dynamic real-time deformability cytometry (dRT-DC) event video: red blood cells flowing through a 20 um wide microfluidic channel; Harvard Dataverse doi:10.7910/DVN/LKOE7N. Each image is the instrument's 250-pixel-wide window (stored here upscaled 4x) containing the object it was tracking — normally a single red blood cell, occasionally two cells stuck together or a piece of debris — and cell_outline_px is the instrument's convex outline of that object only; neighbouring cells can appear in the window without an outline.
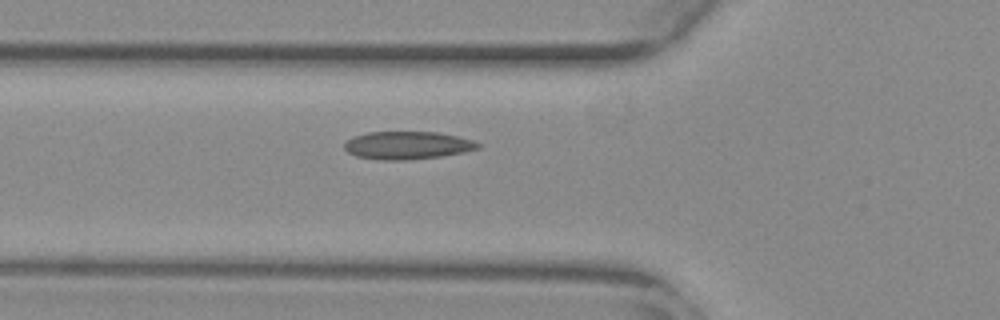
{"species": "common noctule bat (a hibernating species)", "species_latin": "Nyctalus noctula", "temperature_condition": "warm", "stored_images_in_passage": 33, "camera_frame_rate_fps": 3000, "um_per_image_px": 0.085, "animal": {"sex": "female", "body_mass_g": 29.2, "forearm_length_mm": 56.3}, "frame": {"image": 1, "passage_image": 2, "time_ms": 0.333, "image_size_px": [1000, 320], "cell_outline_px": [[480, 148], [464, 152], [440, 156], [408, 160], [380, 160], [356, 156], [348, 152], [344, 148], [344, 144], [348, 140], [356, 136], [368, 132], [436, 132], [456, 136], [472, 140], [480, 144]], "centroid_in_image_um": [34.63, 12.36], "position_along_channel_um": 91.2, "area_um2": 21.5}}
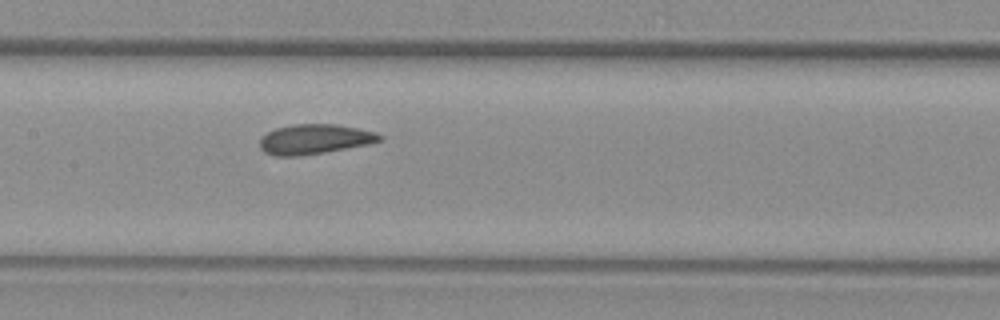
{"frame": {"image": 2, "passage_image": 9, "time_ms": 2.667, "image_size_px": [1000, 320], "cell_outline_px": [[384, 136], [380, 140], [368, 144], [324, 152], [296, 156], [276, 156], [264, 152], [260, 148], [260, 136], [276, 128], [292, 124], [336, 124], [376, 132]], "centroid_in_image_um": [26.7, 11.82], "position_along_channel_um": 180.7, "area_um2": 20.75}}
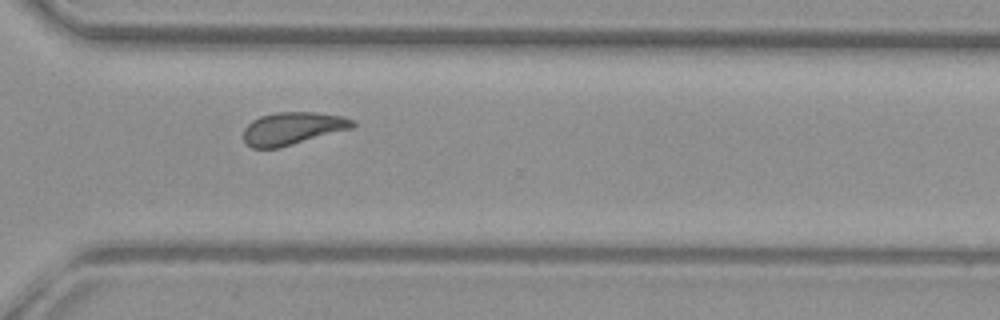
{"frame": {"image": 3, "passage_image": 22, "time_ms": 7.0, "image_size_px": [1000, 320], "cell_outline_px": [[356, 124], [352, 128], [280, 148], [252, 148], [244, 140], [244, 128], [252, 120], [260, 116], [276, 112], [316, 112], [344, 116], [356, 120]], "centroid_in_image_um": [24.9, 10.91], "position_along_channel_um": 345.7, "area_um2": 20.87}}